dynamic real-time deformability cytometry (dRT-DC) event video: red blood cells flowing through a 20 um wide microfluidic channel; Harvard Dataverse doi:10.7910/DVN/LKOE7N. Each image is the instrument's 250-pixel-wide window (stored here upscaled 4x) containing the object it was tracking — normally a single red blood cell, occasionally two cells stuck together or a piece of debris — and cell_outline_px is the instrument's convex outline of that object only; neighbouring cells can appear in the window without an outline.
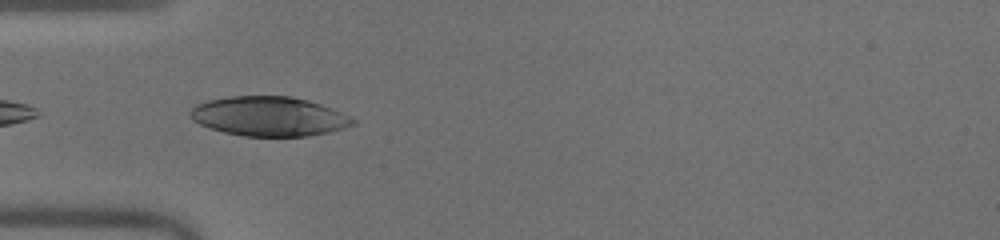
{"species": "human", "species_latin": "Homo sapiens", "temperature_condition": "warm", "stored_images_in_passage": 7, "camera_frame_rate_fps": 3000, "um_per_image_px": 0.085, "donor": {"sex": "male"}, "frame": {"image": 1, "passage_image": 1, "time_ms": 0.0, "image_size_px": [1000, 240], "cell_outline_px": [[356, 124], [344, 128], [328, 132], [308, 136], [244, 136], [224, 132], [200, 124], [192, 120], [188, 112], [196, 104], [208, 100], [228, 96], [292, 96], [308, 100], [332, 108], [356, 120]], "centroid_in_image_um": [22.86, 9.88], "position_along_channel_um": 62.1, "area_um2": 37.4}}
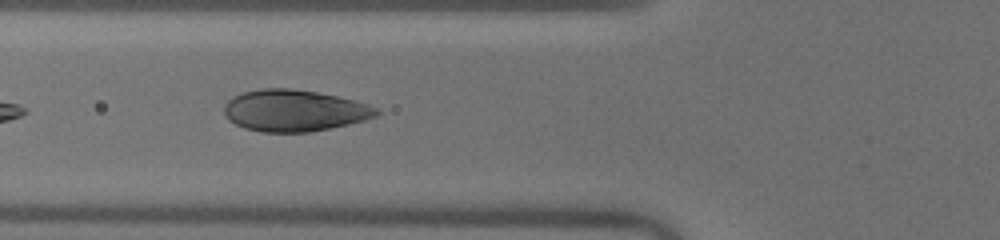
{"frame": {"image": 2, "passage_image": 4, "time_ms": 1.0, "image_size_px": [1000, 240], "cell_outline_px": [[380, 112], [376, 116], [364, 120], [348, 124], [308, 132], [260, 132], [244, 128], [228, 120], [224, 116], [224, 104], [232, 96], [240, 92], [260, 88], [292, 88], [316, 92], [356, 100], [380, 108]], "centroid_in_image_um": [24.98, 9.39], "position_along_channel_um": 100.8, "area_um2": 37.22}}